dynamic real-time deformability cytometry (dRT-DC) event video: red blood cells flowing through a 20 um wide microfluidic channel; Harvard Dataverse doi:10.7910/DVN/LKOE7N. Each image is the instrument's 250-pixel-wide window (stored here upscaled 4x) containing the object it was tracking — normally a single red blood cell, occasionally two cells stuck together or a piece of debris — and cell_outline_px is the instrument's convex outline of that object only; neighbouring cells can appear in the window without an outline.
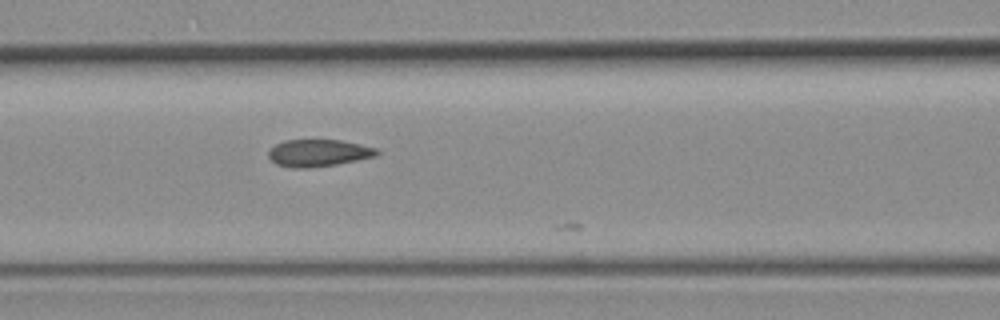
{"species": "common noctule bat (a hibernating species)", "species_latin": "Nyctalus noctula", "temperature_condition": "room temperature", "stored_images_in_passage": 9, "camera_frame_rate_fps": 3000, "um_per_image_px": 0.085, "animal": {"sex": "female", "body_mass_g": 19.3, "forearm_length_mm": 54.1}, "frame": {"image": 1, "passage_image": 7, "time_ms": 2.0, "image_size_px": [1000, 320], "cell_outline_px": [[380, 152], [376, 156], [336, 164], [308, 168], [292, 168], [276, 164], [268, 156], [268, 152], [276, 144], [284, 140], [340, 140], [360, 144], [376, 148]], "centroid_in_image_um": [27.06, 13.0], "position_along_channel_um": 139.5, "area_um2": 16.99}}